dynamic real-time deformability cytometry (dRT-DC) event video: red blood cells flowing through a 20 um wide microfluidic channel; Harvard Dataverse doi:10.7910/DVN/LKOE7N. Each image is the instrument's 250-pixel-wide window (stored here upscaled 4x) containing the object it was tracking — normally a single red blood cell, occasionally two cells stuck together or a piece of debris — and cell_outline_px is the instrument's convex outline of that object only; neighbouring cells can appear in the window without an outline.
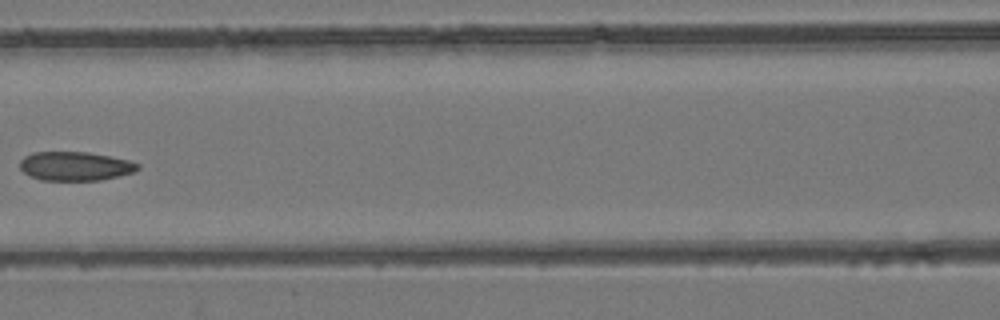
{"species": "common noctule bat (a hibernating species)", "species_latin": "Nyctalus noctula", "temperature_condition": "room temperature", "stored_images_in_passage": 8, "camera_frame_rate_fps": 3000, "um_per_image_px": 0.085, "animal": {"sex": "female", "body_mass_g": 24.6, "forearm_length_mm": 56.2}, "frame": {"image": 1, "passage_image": 7, "time_ms": 8.0, "image_size_px": [1000, 320], "cell_outline_px": [[140, 168], [132, 172], [100, 180], [40, 180], [24, 172], [20, 168], [20, 160], [24, 156], [32, 152], [88, 152], [128, 160], [140, 164]], "centroid_in_image_um": [6.36, 14.11], "position_along_channel_um": 160.2, "area_um2": 19.71}}
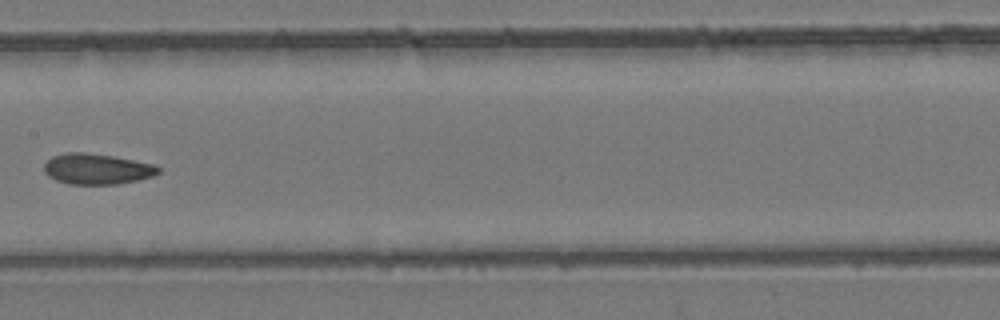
{"frame": {"image": 2, "passage_image": 8, "time_ms": 9.0, "image_size_px": [1000, 320], "cell_outline_px": [[160, 172], [152, 176], [136, 180], [116, 184], [68, 184], [56, 180], [48, 176], [44, 172], [44, 164], [52, 156], [64, 152], [84, 152], [112, 156], [156, 164], [160, 168]], "centroid_in_image_um": [8.22, 14.35], "position_along_channel_um": 199.2, "area_um2": 20.46}}